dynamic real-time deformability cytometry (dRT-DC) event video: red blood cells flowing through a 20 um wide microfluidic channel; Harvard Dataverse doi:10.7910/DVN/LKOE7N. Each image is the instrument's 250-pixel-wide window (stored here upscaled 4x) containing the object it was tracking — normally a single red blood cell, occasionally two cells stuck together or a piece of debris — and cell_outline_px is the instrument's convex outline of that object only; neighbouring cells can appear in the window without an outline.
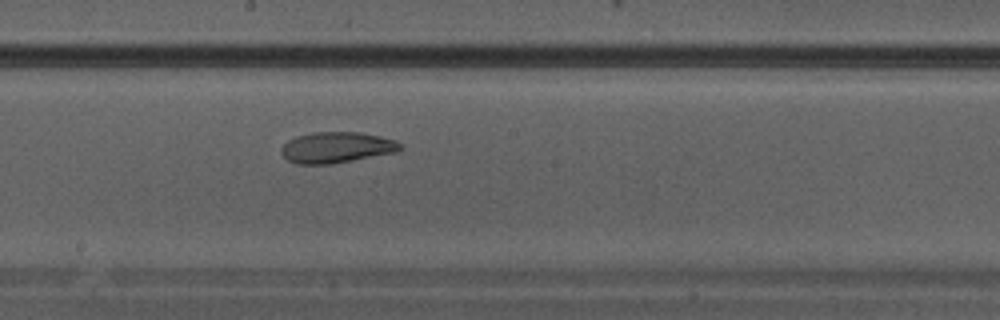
{"species": "Egyptian fruit bat (a non-hibernating species)", "species_latin": "Rousettus aegyptiacus", "temperature_condition": "warm", "stored_images_in_passage": 10, "camera_frame_rate_fps": 3000, "um_per_image_px": 0.085, "animal": {"sex": "male"}, "frame": {"image": 1, "passage_image": 10, "time_ms": 3.0, "image_size_px": [1000, 320], "cell_outline_px": [[404, 148], [396, 152], [332, 164], [296, 164], [288, 160], [280, 152], [280, 148], [288, 140], [296, 136], [316, 132], [360, 132], [380, 136], [396, 140]], "centroid_in_image_um": [28.61, 12.53], "position_along_channel_um": 219.6, "area_um2": 21.5}}